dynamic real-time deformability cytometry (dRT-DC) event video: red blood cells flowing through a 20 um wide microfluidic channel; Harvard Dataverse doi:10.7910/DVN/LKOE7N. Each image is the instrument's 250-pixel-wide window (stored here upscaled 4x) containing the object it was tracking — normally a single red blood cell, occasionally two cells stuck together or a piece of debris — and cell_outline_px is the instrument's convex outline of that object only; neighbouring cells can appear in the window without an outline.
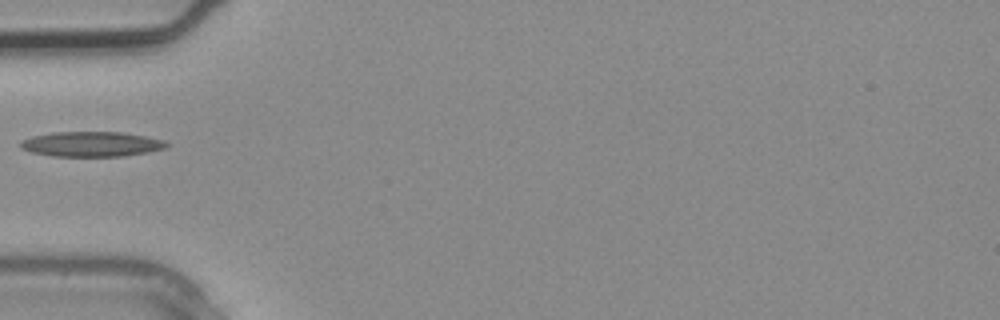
{"species": "common noctule bat (a hibernating species)", "species_latin": "Nyctalus noctula", "temperature_condition": "warm", "stored_images_in_passage": 3, "camera_frame_rate_fps": 3000, "um_per_image_px": 0.085, "animal": {"sex": "male", "body_mass_g": 20.4}, "frame": {"image": 1, "passage_image": 3, "time_ms": 0.667, "image_size_px": [1000, 320], "cell_outline_px": [[168, 144], [164, 148], [148, 152], [124, 156], [52, 156], [32, 152], [20, 148], [20, 140], [32, 136], [52, 132], [124, 132], [164, 140]], "centroid_in_image_um": [7.74, 12.24], "position_along_channel_um": 77.3, "area_um2": 21.27}}